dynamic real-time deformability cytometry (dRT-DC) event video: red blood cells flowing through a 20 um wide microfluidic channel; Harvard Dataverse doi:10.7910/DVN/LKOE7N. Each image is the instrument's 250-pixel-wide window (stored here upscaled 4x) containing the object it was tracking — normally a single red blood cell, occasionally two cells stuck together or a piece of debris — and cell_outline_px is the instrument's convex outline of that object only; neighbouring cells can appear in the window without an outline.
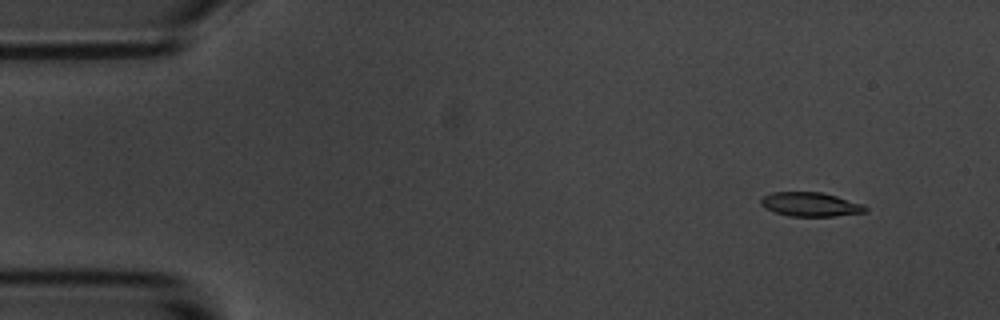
{"species": "common noctule bat (a hibernating species)", "species_latin": "Nyctalus noctula", "temperature_condition": "room temperature", "stored_images_in_passage": 5, "camera_frame_rate_fps": 3000, "um_per_image_px": 0.085, "animal": {"sex": "male", "body_mass_g": 20.1, "forearm_length_mm": 53.5}, "frame": {"image": 1, "passage_image": 2, "time_ms": 1.333, "image_size_px": [1000, 320], "cell_outline_px": [[868, 212], [836, 216], [788, 216], [764, 208], [760, 204], [760, 200], [764, 196], [772, 192], [820, 192], [836, 196], [864, 204], [868, 208]], "centroid_in_image_um": [68.91, 17.38], "position_along_channel_um": 16.1, "area_um2": 14.74}}
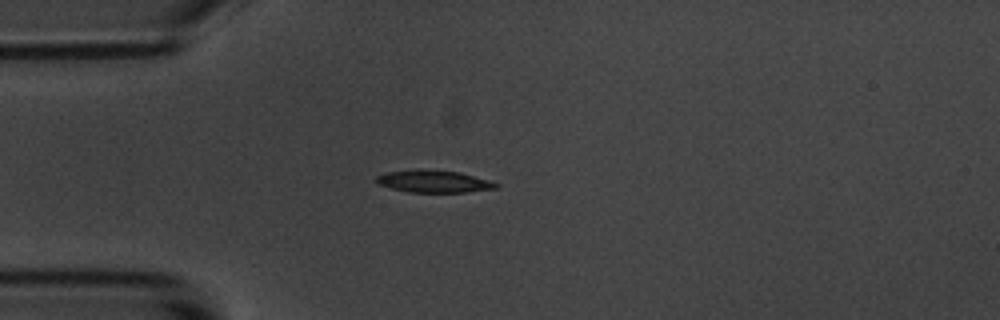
{"frame": {"image": 2, "passage_image": 5, "time_ms": 4.667, "image_size_px": [1000, 320], "cell_outline_px": [[500, 184], [496, 188], [464, 192], [408, 192], [376, 184], [376, 176], [388, 172], [460, 172]], "centroid_in_image_um": [36.88, 15.47], "position_along_channel_um": 48.1, "area_um2": 14.45}}